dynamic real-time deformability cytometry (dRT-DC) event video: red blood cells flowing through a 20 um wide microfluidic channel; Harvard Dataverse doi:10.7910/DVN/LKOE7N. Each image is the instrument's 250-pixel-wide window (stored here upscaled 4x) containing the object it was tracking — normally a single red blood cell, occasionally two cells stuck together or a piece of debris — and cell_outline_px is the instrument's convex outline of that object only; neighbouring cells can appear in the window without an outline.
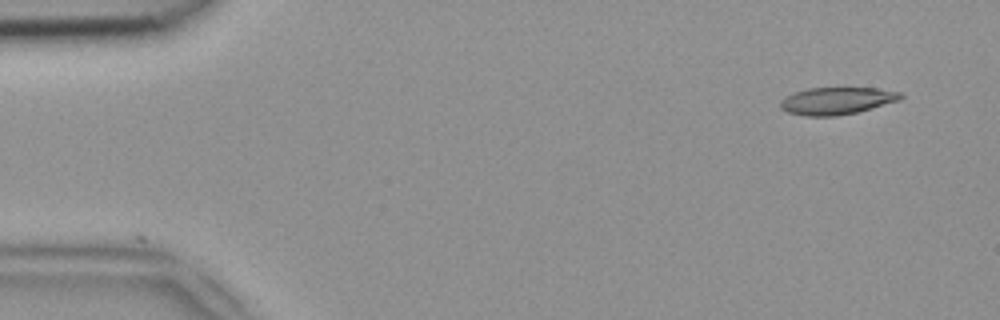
{"species": "common noctule bat (a hibernating species)", "species_latin": "Nyctalus noctula", "temperature_condition": "room temperature", "stored_images_in_passage": 2, "camera_frame_rate_fps": 3000, "um_per_image_px": 0.085, "animal": {"sex": "female", "body_mass_g": 18.4}, "frame": {"image": 1, "passage_image": 1, "time_ms": 0.0, "image_size_px": [1000, 320], "cell_outline_px": [[904, 96], [900, 100], [872, 108], [856, 112], [836, 116], [808, 116], [788, 112], [780, 108], [780, 100], [784, 96], [808, 88], [876, 88], [900, 92]], "centroid_in_image_um": [71.12, 8.57], "position_along_channel_um": 13.9, "area_um2": 19.02}}